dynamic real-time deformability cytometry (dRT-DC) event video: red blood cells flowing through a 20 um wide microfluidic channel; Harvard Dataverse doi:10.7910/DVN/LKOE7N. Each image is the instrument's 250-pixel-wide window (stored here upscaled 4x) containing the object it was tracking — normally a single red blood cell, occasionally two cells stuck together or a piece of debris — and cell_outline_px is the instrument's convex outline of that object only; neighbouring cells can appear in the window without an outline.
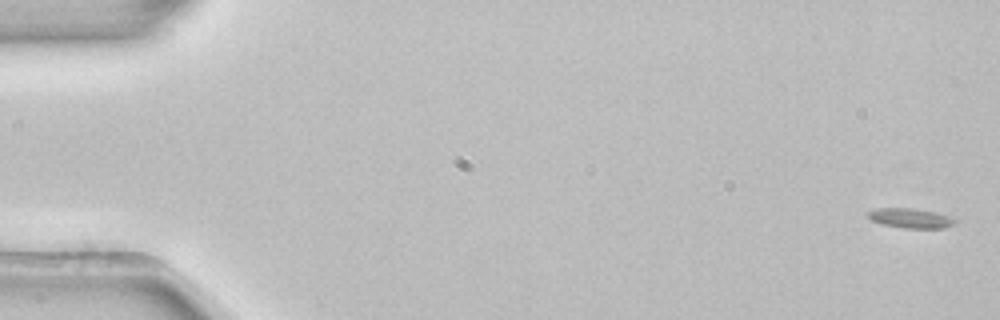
{"species": "common noctule bat (a hibernating species)", "species_latin": "Nyctalus noctula", "temperature_condition": "room temperature", "stored_images_in_passage": 4, "camera_frame_rate_fps": 3000, "um_per_image_px": 0.085, "animal": {"sex": "female", "body_mass_g": 22.7, "forearm_length_mm": 54.2}, "frame": {"image": 1, "passage_image": 1, "time_ms": 0.0, "image_size_px": [1000, 320], "cell_outline_px": [[956, 224], [944, 228], [904, 228], [884, 224], [872, 220], [864, 216], [864, 212], [876, 208], [912, 208], [936, 212], [948, 216], [956, 220]], "centroid_in_image_um": [77.34, 18.53], "position_along_channel_um": 7.7, "area_um2": 10.12}}